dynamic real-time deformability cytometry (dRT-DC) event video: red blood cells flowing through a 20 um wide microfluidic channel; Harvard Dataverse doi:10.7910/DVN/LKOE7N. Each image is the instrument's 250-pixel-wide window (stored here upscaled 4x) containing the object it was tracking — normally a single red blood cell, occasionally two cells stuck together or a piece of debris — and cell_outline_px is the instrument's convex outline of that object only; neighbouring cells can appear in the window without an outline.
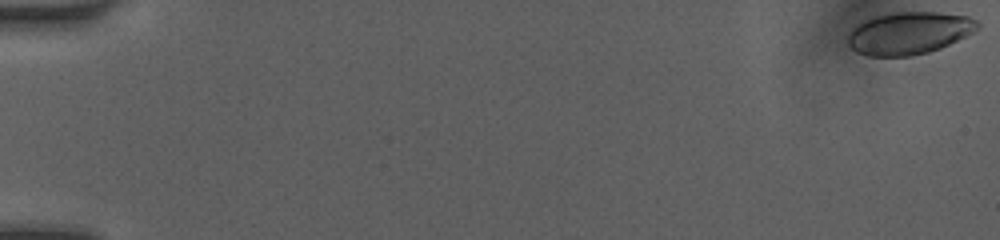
{"species": "human", "species_latin": "Homo sapiens", "temperature_condition": "room temperature", "stored_images_in_passage": 17, "camera_frame_rate_fps": 3000, "um_per_image_px": 0.085, "donor": {"sex": "female"}, "frame": {"image": 1, "passage_image": 1, "time_ms": 0.0, "image_size_px": [1000, 240], "cell_outline_px": [[980, 28], [940, 48], [928, 52], [912, 56], [868, 56], [856, 52], [848, 44], [848, 32], [852, 28], [864, 20], [876, 16], [896, 12], [940, 12], [968, 16], [976, 20], [980, 24]], "centroid_in_image_um": [77.25, 2.81], "position_along_channel_um": 7.7, "area_um2": 31.96}}
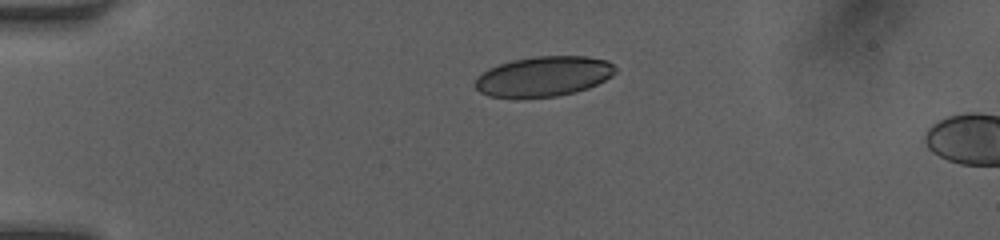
{"frame": {"image": 2, "passage_image": 13, "time_ms": 4.0, "image_size_px": [1000, 240], "cell_outline_px": [[616, 72], [612, 76], [588, 88], [576, 92], [556, 96], [488, 96], [480, 92], [472, 84], [476, 76], [488, 68], [512, 60], [536, 56], [588, 56], [608, 60], [616, 68]], "centroid_in_image_um": [46.2, 6.47], "position_along_channel_um": 38.8, "area_um2": 32.6}}